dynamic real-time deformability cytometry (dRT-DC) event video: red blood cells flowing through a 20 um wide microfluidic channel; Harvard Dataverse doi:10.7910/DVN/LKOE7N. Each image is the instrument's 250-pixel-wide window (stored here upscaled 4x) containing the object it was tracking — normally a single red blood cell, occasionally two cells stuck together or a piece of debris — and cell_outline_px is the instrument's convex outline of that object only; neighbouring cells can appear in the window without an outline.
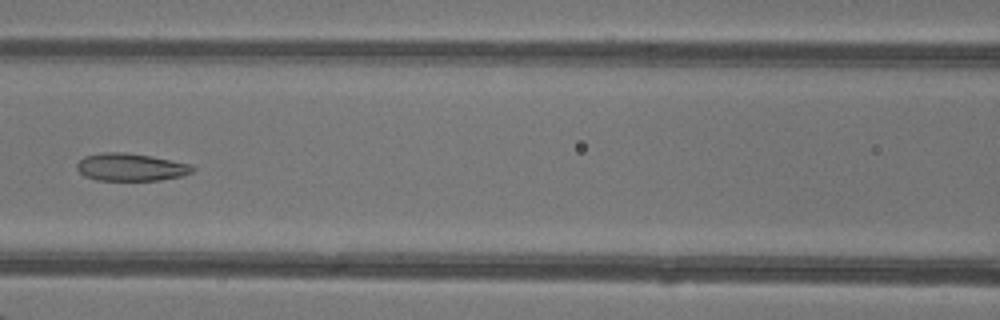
{"species": "common noctule bat (a hibernating species)", "species_latin": "Nyctalus noctula", "temperature_condition": "warm", "stored_images_in_passage": 37, "camera_frame_rate_fps": 3000, "um_per_image_px": 0.085, "animal": {"sex": "female"}, "frame": {"image": 1, "passage_image": 17, "time_ms": 5.333, "image_size_px": [1000, 320], "cell_outline_px": [[196, 168], [192, 172], [180, 176], [160, 180], [96, 180], [84, 176], [76, 168], [76, 164], [84, 156], [104, 152], [124, 152], [152, 156], [192, 164]], "centroid_in_image_um": [11.12, 14.2], "position_along_channel_um": 155.5, "area_um2": 18.67}}
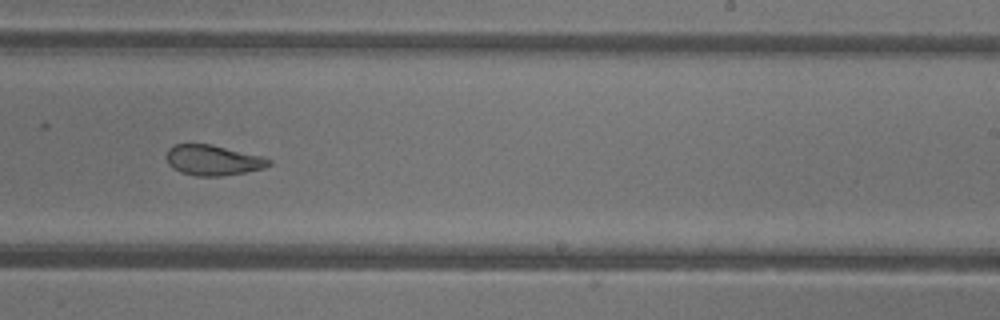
{"frame": {"image": 2, "passage_image": 25, "time_ms": 8.0, "image_size_px": [1000, 320], "cell_outline_px": [[272, 164], [264, 168], [244, 172], [220, 176], [196, 176], [180, 172], [172, 168], [168, 164], [164, 156], [168, 148], [172, 144], [212, 144], [260, 156], [272, 160]], "centroid_in_image_um": [18.04, 13.61], "position_along_channel_um": 271.0, "area_um2": 18.26}}
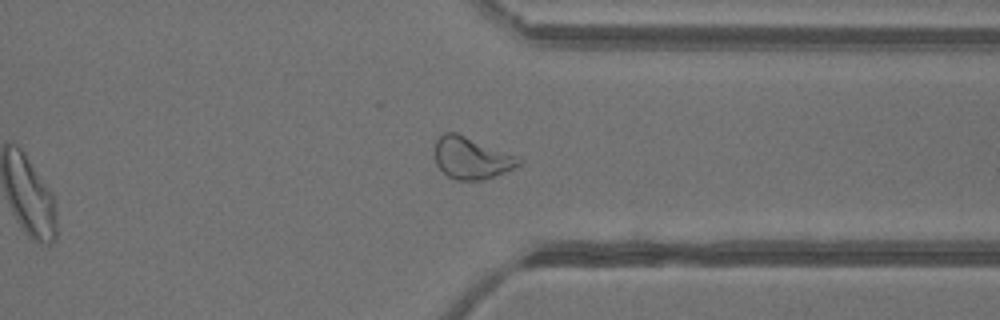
{"frame": {"image": 3, "passage_image": 32, "time_ms": 10.333, "image_size_px": [1000, 320], "cell_outline_px": [[524, 160], [520, 164], [504, 172], [480, 180], [456, 180], [448, 176], [436, 164], [436, 140], [444, 132], [456, 132], [520, 156]], "centroid_in_image_um": [40.1, 13.41], "position_along_channel_um": 371.3, "area_um2": 20.4}, "authors_computed_cell_mechanics": {"area_um2": 20.4034, "velocity_mm_per_s": 4.342, "shape_relaxation_time_tau1_ms": null, "shape_relaxation_time_tau2_ms": 1.4893, "deformation_change_tau1": null, "deformation_change_tau2": 0.0881}}